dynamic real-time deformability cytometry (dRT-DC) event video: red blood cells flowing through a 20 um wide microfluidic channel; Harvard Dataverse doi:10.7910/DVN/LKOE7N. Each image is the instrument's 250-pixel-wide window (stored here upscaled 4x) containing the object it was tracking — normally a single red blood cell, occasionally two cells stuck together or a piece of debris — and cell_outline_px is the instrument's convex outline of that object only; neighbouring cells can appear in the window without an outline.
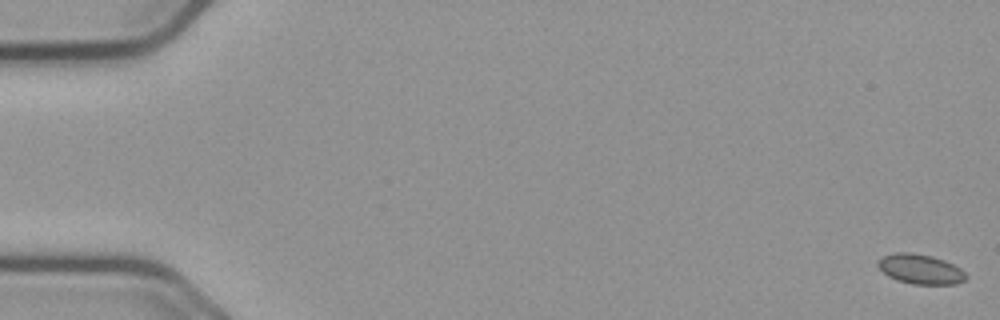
{"species": "common noctule bat (a hibernating species)", "species_latin": "Nyctalus noctula", "temperature_condition": "cold", "stored_images_in_passage": 57, "camera_frame_rate_fps": 3000, "um_per_image_px": 0.085, "animal": {"sex": "male", "body_mass_g": 23.1, "forearm_length_mm": 52.7}, "frame": {"image": 1, "passage_image": 1, "time_ms": 0.0, "image_size_px": [1000, 320], "cell_outline_px": [[968, 276], [964, 280], [956, 284], [912, 284], [896, 280], [888, 276], [876, 264], [884, 256], [896, 252], [912, 252], [932, 256], [944, 260], [960, 268]], "centroid_in_image_um": [78.24, 22.88], "position_along_channel_um": 6.8, "area_um2": 15.2}}
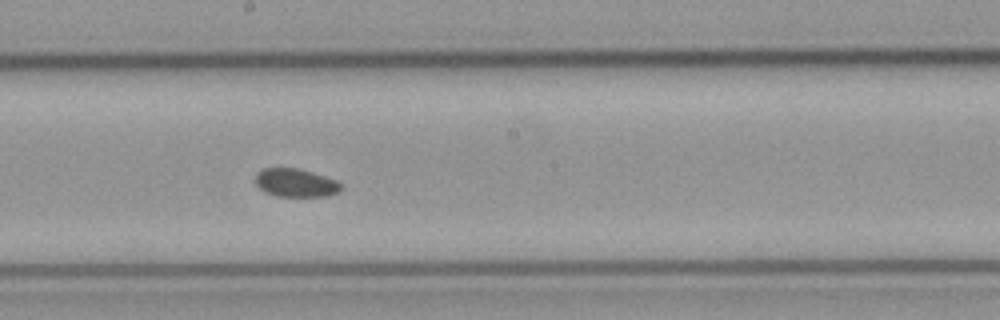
{"frame": {"image": 2, "passage_image": 32, "time_ms": 10.333, "image_size_px": [1000, 320], "cell_outline_px": [[344, 188], [340, 192], [328, 196], [276, 196], [264, 192], [256, 184], [256, 172], [264, 168], [300, 168], [336, 180]], "centroid_in_image_um": [25.15, 15.54], "position_along_channel_um": 223.1, "area_um2": 14.22}}
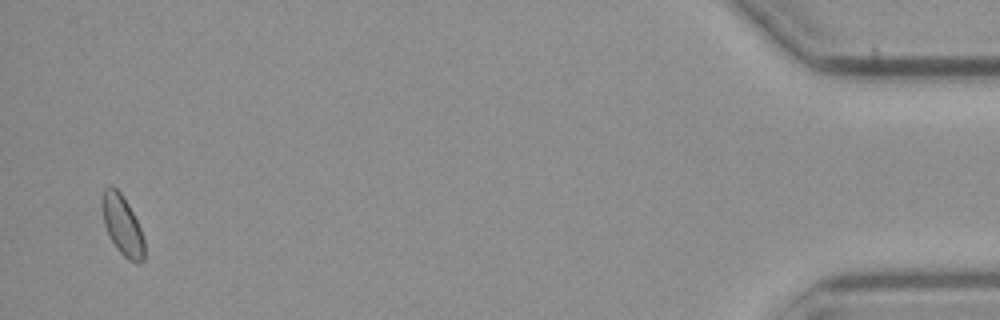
{"frame": {"image": 3, "passage_image": 56, "time_ms": 18.333, "image_size_px": [1000, 320], "cell_outline_px": [[144, 260], [140, 264], [128, 260], [116, 248], [104, 224], [100, 204], [100, 200], [104, 188], [108, 184], [112, 184], [120, 192], [128, 204], [140, 228], [144, 240]], "centroid_in_image_um": [10.37, 19.11], "position_along_channel_um": 424.8, "area_um2": 14.85}, "authors_computed_cell_mechanics": {"area_um2": 14.739, "velocity_mm_per_s": 3.6415, "shape_relaxation_time_tau1_ms": null, "shape_relaxation_time_tau2_ms": 10.1824, "deformation_change_tau1": null, "deformation_change_tau2": 0.1113}}